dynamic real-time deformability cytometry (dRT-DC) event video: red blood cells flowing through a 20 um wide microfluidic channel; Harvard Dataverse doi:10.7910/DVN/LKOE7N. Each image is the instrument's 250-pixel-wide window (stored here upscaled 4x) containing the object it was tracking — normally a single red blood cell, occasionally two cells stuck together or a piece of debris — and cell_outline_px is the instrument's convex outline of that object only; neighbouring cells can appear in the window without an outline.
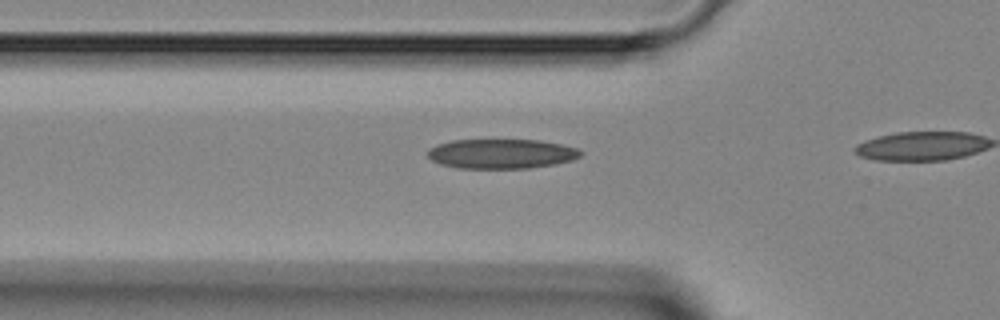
{"species": "Egyptian fruit bat (a non-hibernating species)", "species_latin": "Rousettus aegyptiacus", "temperature_condition": "room temperature", "stored_images_in_passage": 14, "camera_frame_rate_fps": 3000, "um_per_image_px": 0.085, "animal": {"sex": "female"}, "frame": {"image": 1, "passage_image": 12, "time_ms": 3.667, "image_size_px": [1000, 320], "cell_outline_px": [[584, 152], [580, 156], [572, 160], [552, 164], [528, 168], [456, 168], [440, 164], [432, 160], [428, 156], [428, 148], [436, 144], [452, 140], [540, 140], [560, 144], [576, 148]], "centroid_in_image_um": [42.58, 13.06], "position_along_channel_um": 83.2, "area_um2": 26.36}}